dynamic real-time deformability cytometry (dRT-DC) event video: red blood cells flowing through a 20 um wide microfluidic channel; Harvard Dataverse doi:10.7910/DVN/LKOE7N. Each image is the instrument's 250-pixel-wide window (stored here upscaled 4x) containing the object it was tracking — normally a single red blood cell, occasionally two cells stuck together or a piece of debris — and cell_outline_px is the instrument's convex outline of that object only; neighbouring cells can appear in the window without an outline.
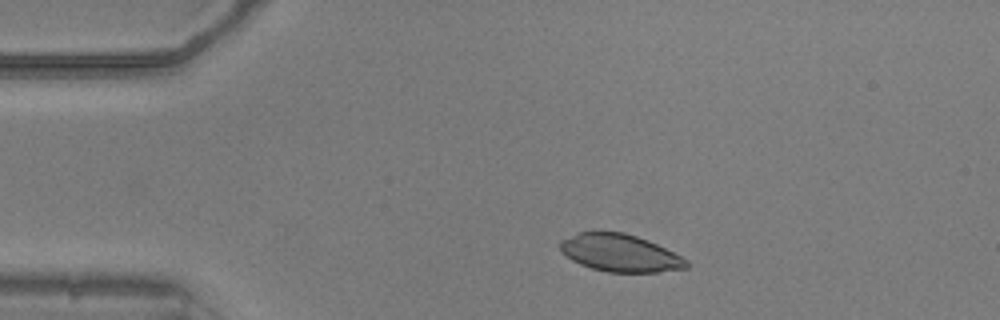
{"species": "common noctule bat (a hibernating species)", "species_latin": "Nyctalus noctula", "temperature_condition": "warm", "stored_images_in_passage": 46, "camera_frame_rate_fps": 3000, "um_per_image_px": 0.085, "animal": {"sex": "male", "body_mass_g": 20.5, "forearm_length_mm": 52.5}, "frame": {"image": 1, "passage_image": 4, "time_ms": 1.0, "image_size_px": [1000, 320], "cell_outline_px": [[688, 268], [660, 272], [608, 272], [592, 268], [580, 264], [572, 260], [560, 252], [560, 240], [580, 232], [624, 232], [648, 240], [688, 260]], "centroid_in_image_um": [52.69, 21.51], "position_along_channel_um": 32.3, "area_um2": 27.4}}
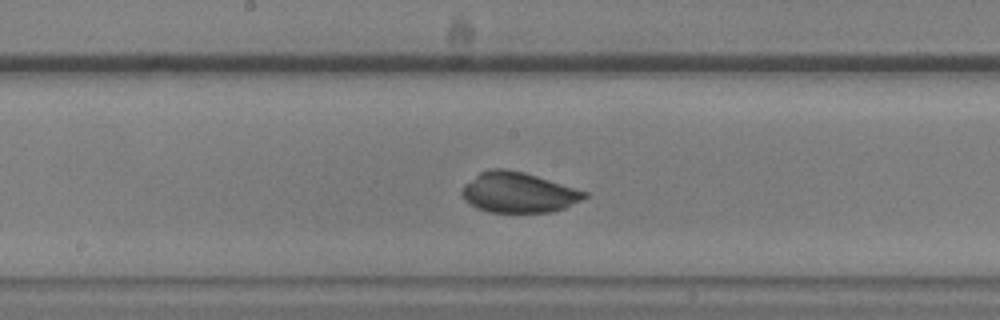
{"frame": {"image": 2, "passage_image": 21, "time_ms": 6.667, "image_size_px": [1000, 320], "cell_outline_px": [[588, 196], [564, 208], [552, 212], [488, 212], [476, 208], [464, 200], [460, 192], [464, 184], [480, 172], [488, 168], [504, 168], [524, 172], [588, 192]], "centroid_in_image_um": [44.02, 16.35], "position_along_channel_um": 204.2, "area_um2": 28.84}}
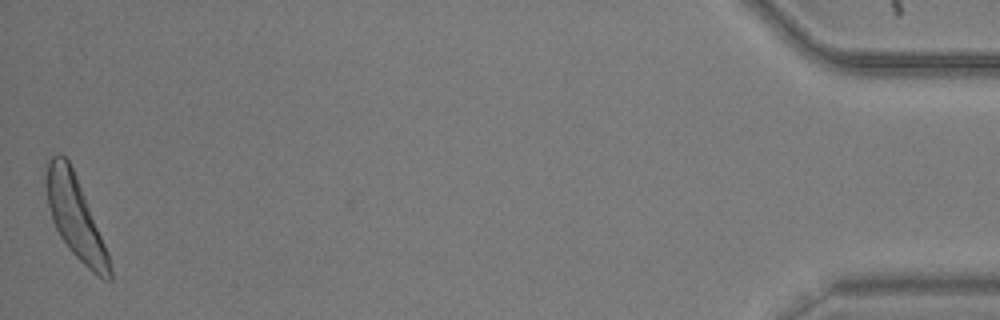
{"frame": {"image": 3, "passage_image": 46, "time_ms": 15.0, "image_size_px": [1000, 320], "cell_outline_px": [[112, 280], [104, 280], [92, 272], [68, 248], [60, 236], [52, 220], [48, 204], [44, 180], [48, 160], [56, 152], [60, 152], [68, 160], [76, 176], [108, 252], [112, 268]], "centroid_in_image_um": [6.38, 18.45], "position_along_channel_um": 428.8, "area_um2": 30.0}, "authors_computed_cell_mechanics": {"area_um2": 28.5532, "velocity_mm_per_s": 3.8355, "shape_relaxation_time_tau1_ms": 4.3805, "shape_relaxation_time_tau2_ms": null, "deformation_change_tau1": 0.2362, "deformation_change_tau2": null}}